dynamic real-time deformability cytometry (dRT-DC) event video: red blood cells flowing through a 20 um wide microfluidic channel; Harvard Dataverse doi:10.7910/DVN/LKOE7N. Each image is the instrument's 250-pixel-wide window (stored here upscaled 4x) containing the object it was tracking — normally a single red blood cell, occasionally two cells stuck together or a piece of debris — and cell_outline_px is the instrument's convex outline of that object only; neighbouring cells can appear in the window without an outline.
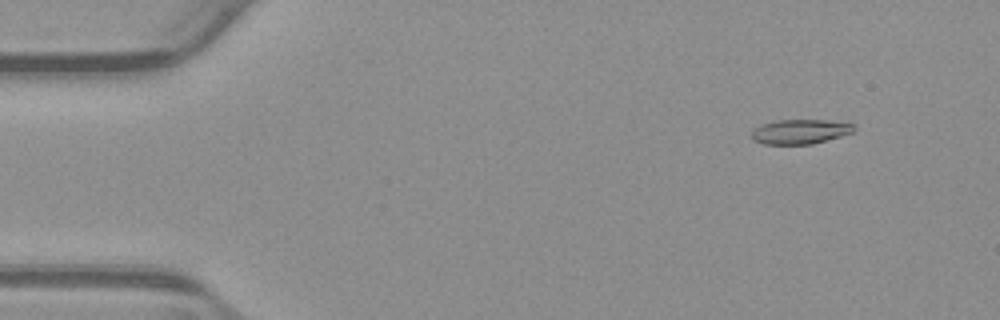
{"species": "common noctule bat (a hibernating species)", "species_latin": "Nyctalus noctula", "temperature_condition": "warm", "stored_images_in_passage": 54, "camera_frame_rate_fps": 3000, "um_per_image_px": 0.085, "animal": {"sex": "male", "body_mass_g": 23.1, "forearm_length_mm": 52.7}, "frame": {"image": 1, "passage_image": 6, "time_ms": 1.667, "image_size_px": [1000, 320], "cell_outline_px": [[856, 128], [852, 132], [840, 136], [812, 144], [764, 144], [752, 140], [748, 136], [752, 128], [760, 124], [776, 120], [828, 120], [856, 124]], "centroid_in_image_um": [67.94, 11.18], "position_along_channel_um": 17.1, "area_um2": 14.97}}
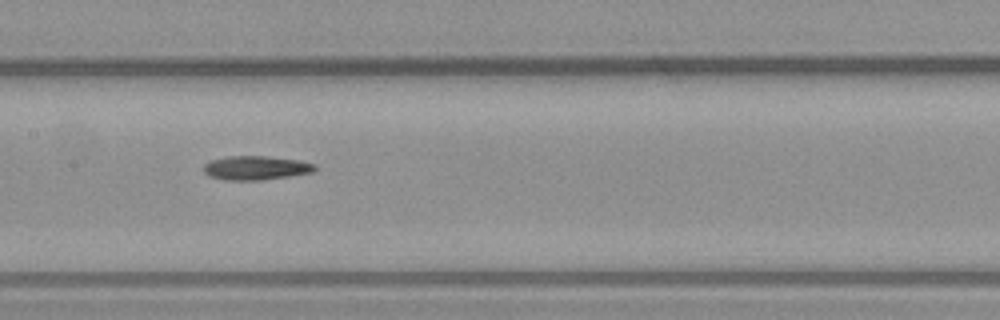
{"frame": {"image": 2, "passage_image": 27, "time_ms": 8.667, "image_size_px": [1000, 320], "cell_outline_px": [[316, 168], [312, 172], [264, 180], [224, 180], [208, 176], [204, 172], [204, 164], [212, 160], [228, 156], [268, 156], [300, 160], [316, 164]], "centroid_in_image_um": [21.75, 14.27], "position_along_channel_um": 185.7, "area_um2": 15.61}}
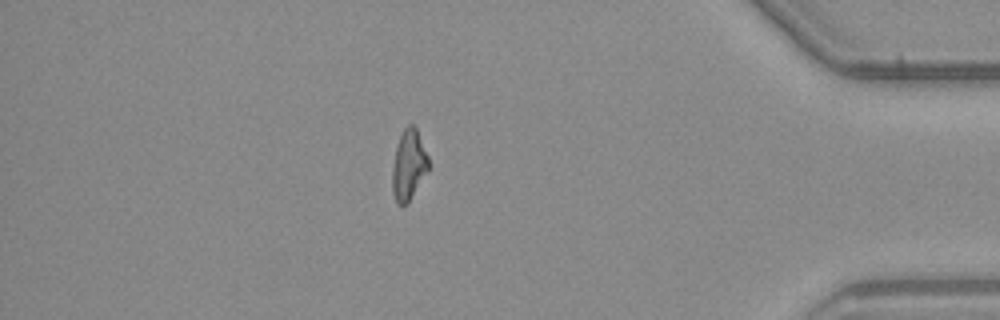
{"frame": {"image": 3, "passage_image": 47, "time_ms": 15.333, "image_size_px": [1000, 320], "cell_outline_px": [[428, 172], [408, 204], [396, 204], [392, 192], [392, 168], [396, 144], [404, 128], [408, 124], [412, 124], [416, 128], [428, 156]], "centroid_in_image_um": [34.73, 14.06], "position_along_channel_um": 400.5, "area_um2": 15.03}, "authors_computed_cell_mechanics": {"area_um2": 15.0858, "velocity_mm_per_s": 3.8727, "shape_relaxation_time_tau1_ms": null, "shape_relaxation_time_tau2_ms": 9.8071, "deformation_change_tau1": null, "deformation_change_tau2": 0.2487}}